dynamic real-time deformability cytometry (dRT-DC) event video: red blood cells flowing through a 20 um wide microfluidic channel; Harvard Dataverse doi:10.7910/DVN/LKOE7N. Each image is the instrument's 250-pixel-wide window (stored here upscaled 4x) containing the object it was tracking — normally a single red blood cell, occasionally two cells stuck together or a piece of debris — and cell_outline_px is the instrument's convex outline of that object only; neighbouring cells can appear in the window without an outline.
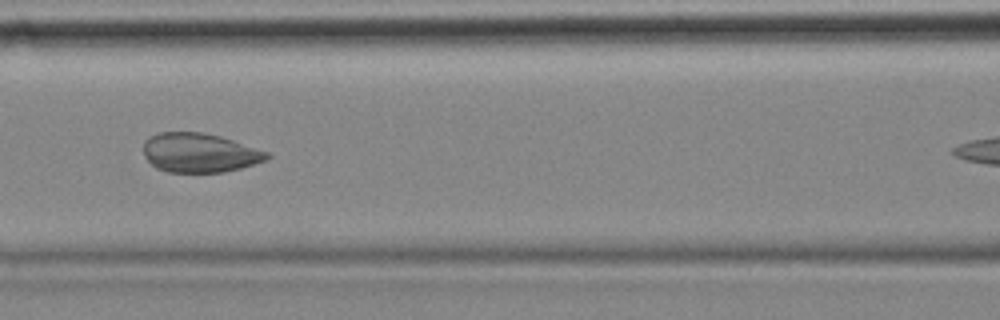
{"species": "common noctule bat (a hibernating species)", "species_latin": "Nyctalus noctula", "temperature_condition": "cold", "stored_images_in_passage": 6, "camera_frame_rate_fps": 3000, "um_per_image_px": 0.085, "animal": {"sex": "female", "body_mass_g": 18.4}, "frame": {"image": 1, "passage_image": 4, "time_ms": 1.0, "image_size_px": [1000, 320], "cell_outline_px": [[272, 156], [264, 160], [240, 168], [224, 172], [168, 172], [156, 168], [144, 156], [144, 140], [160, 132], [204, 132], [220, 136], [268, 152]], "centroid_in_image_um": [16.94, 12.98], "position_along_channel_um": 149.7, "area_um2": 28.03}}
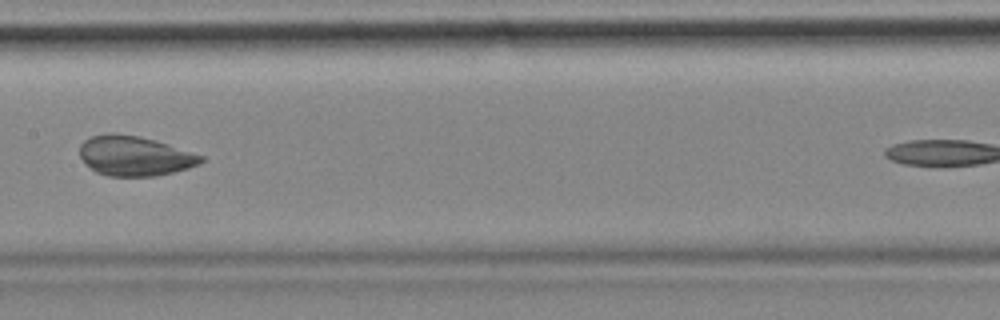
{"frame": {"image": 2, "passage_image": 5, "time_ms": 1.333, "image_size_px": [1000, 320], "cell_outline_px": [[204, 160], [188, 168], [156, 176], [108, 176], [96, 172], [80, 156], [80, 144], [88, 136], [108, 132], [112, 132], [140, 136], [204, 156]], "centroid_in_image_um": [11.39, 13.23], "position_along_channel_um": 196.0, "area_um2": 27.92}}